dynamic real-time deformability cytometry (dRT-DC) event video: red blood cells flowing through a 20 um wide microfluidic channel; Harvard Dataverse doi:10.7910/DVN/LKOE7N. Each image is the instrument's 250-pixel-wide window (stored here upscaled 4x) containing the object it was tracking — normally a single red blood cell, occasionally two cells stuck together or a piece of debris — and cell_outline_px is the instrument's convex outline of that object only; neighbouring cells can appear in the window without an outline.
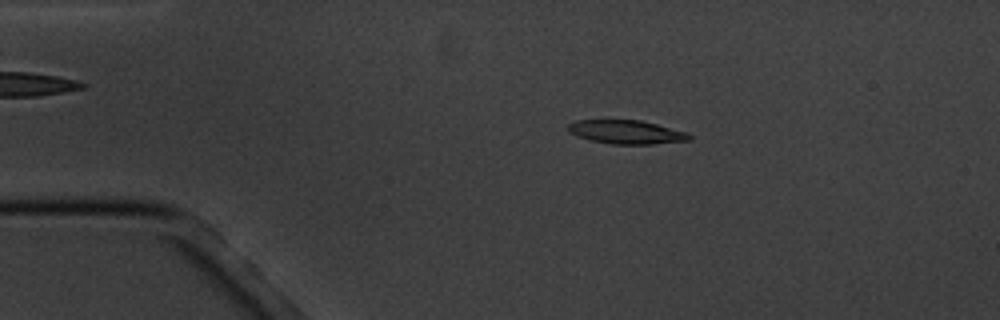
{"species": "common noctule bat (a hibernating species)", "species_latin": "Nyctalus noctula", "temperature_condition": "cold", "stored_images_in_passage": 16, "camera_frame_rate_fps": 3000, "um_per_image_px": 0.085, "animal": {"sex": "male", "body_mass_g": 20.1, "forearm_length_mm": 53.5}, "frame": {"image": 1, "passage_image": 3, "time_ms": 2.0, "image_size_px": [1000, 320], "cell_outline_px": [[692, 140], [652, 144], [612, 144], [588, 140], [568, 132], [568, 124], [576, 120], [640, 120], [688, 132], [692, 136]], "centroid_in_image_um": [53.25, 11.23], "position_along_channel_um": 31.7, "area_um2": 16.82}}
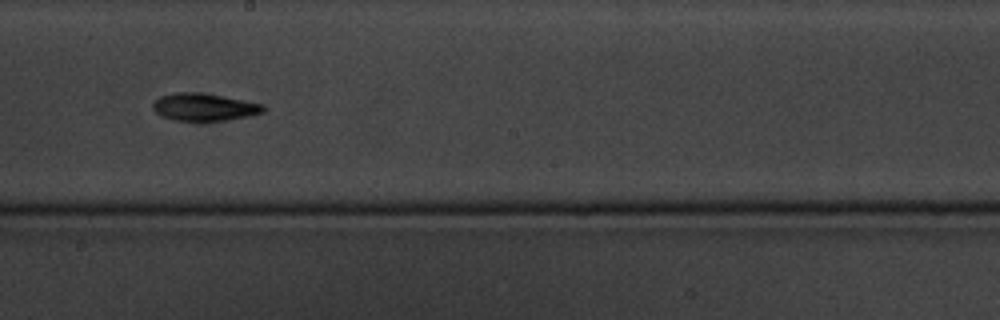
{"frame": {"image": 2, "passage_image": 9, "time_ms": 9.0, "image_size_px": [1000, 320], "cell_outline_px": [[264, 112], [248, 116], [228, 120], [172, 120], [160, 116], [152, 108], [152, 104], [160, 96], [176, 92], [200, 92], [244, 100], [264, 104]], "centroid_in_image_um": [17.33, 9.09], "position_along_channel_um": 230.9, "area_um2": 17.63}}
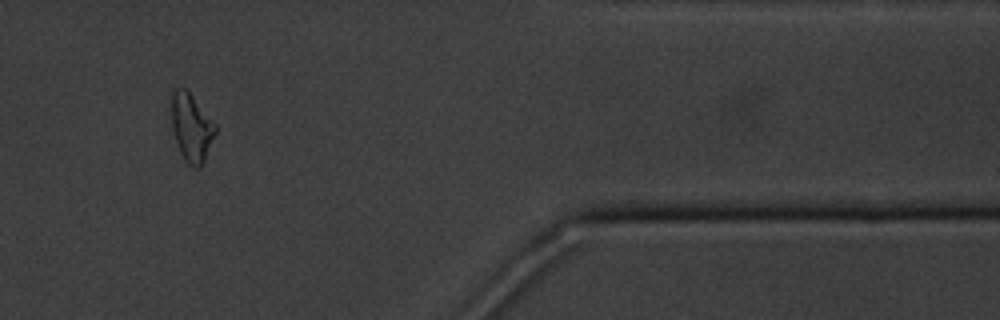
{"frame": {"image": 3, "passage_image": 14, "time_ms": 14.667, "image_size_px": [1000, 320], "cell_outline_px": [[216, 132], [204, 160], [200, 168], [196, 168], [188, 164], [184, 160], [180, 152], [172, 128], [172, 92], [176, 88], [188, 88], [216, 124]], "centroid_in_image_um": [16.28, 10.8], "position_along_channel_um": 395.1, "area_um2": 17.46}, "authors_computed_cell_mechanics": {"area_um2": 17.0221, "velocity_mm_per_s": 3.4311, "shape_relaxation_time_tau1_ms": 2.2952, "shape_relaxation_time_tau2_ms": null, "deformation_change_tau1": 0.0871, "deformation_change_tau2": null}}